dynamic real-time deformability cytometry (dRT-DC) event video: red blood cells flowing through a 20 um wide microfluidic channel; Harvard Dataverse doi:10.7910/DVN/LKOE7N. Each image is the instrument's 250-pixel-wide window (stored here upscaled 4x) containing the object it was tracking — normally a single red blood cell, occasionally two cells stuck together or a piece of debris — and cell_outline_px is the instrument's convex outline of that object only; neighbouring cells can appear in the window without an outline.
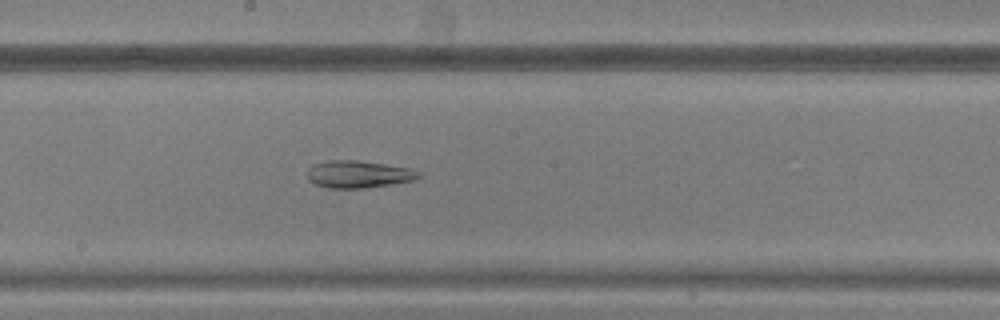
{"species": "common noctule bat (a hibernating species)", "species_latin": "Nyctalus noctula", "temperature_condition": "warm", "stored_images_in_passage": 44, "camera_frame_rate_fps": 3000, "um_per_image_px": 0.085, "animal": {"sex": "male", "body_mass_g": 20.5, "forearm_length_mm": 52.5}, "frame": {"image": 1, "passage_image": 26, "time_ms": 8.333, "image_size_px": [1000, 320], "cell_outline_px": [[420, 176], [416, 180], [360, 188], [328, 188], [316, 184], [308, 180], [308, 168], [312, 164], [328, 160], [356, 160], [384, 164], [408, 168], [420, 172]], "centroid_in_image_um": [30.42, 14.8], "position_along_channel_um": 217.8, "area_um2": 17.51}}
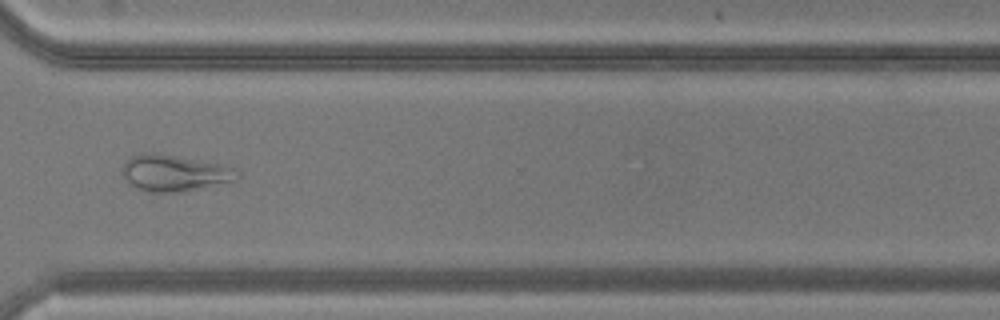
{"frame": {"image": 2, "passage_image": 36, "time_ms": 11.667, "image_size_px": [1000, 320], "cell_outline_px": [[240, 180], [184, 192], [152, 192], [140, 188], [132, 184], [124, 176], [120, 168], [124, 160], [132, 156], [152, 152], [224, 164], [236, 168], [240, 172]], "centroid_in_image_um": [14.91, 14.7], "position_along_channel_um": 355.7, "area_um2": 24.62}}
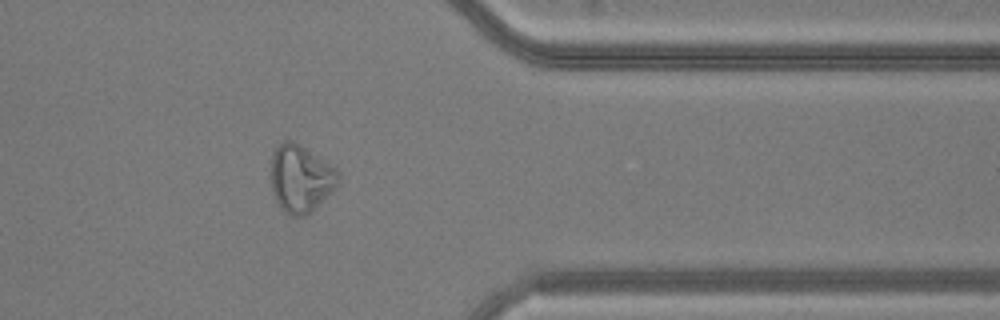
{"frame": {"image": 3, "passage_image": 39, "time_ms": 12.667, "image_size_px": [1000, 320], "cell_outline_px": [[340, 184], [336, 188], [304, 216], [292, 216], [284, 212], [276, 200], [272, 192], [272, 152], [284, 140], [292, 140], [336, 168], [340, 172]], "centroid_in_image_um": [25.57, 15.17], "position_along_channel_um": 385.8, "area_um2": 26.13}}